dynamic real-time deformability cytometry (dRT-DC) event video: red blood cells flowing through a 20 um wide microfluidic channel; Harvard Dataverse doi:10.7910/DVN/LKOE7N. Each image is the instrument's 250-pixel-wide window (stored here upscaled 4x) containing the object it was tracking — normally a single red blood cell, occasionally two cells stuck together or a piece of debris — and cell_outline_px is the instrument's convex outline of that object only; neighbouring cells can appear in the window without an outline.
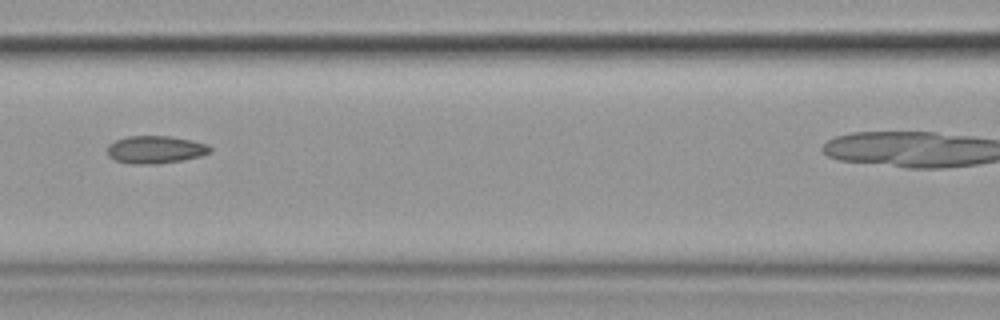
{"species": "common noctule bat (a hibernating species)", "species_latin": "Nyctalus noctula", "temperature_condition": "cold", "stored_images_in_passage": 6, "camera_frame_rate_fps": 3000, "um_per_image_px": 0.085, "animal": {"sex": "female", "body_mass_g": 19.9}, "frame": {"image": 1, "passage_image": 4, "time_ms": 3.333, "image_size_px": [1000, 320], "cell_outline_px": [[212, 152], [200, 156], [180, 160], [156, 164], [132, 164], [116, 160], [108, 156], [108, 144], [116, 140], [128, 136], [168, 136], [192, 140], [208, 144], [212, 148]], "centroid_in_image_um": [13.22, 12.71], "position_along_channel_um": 153.4, "area_um2": 16.53}}